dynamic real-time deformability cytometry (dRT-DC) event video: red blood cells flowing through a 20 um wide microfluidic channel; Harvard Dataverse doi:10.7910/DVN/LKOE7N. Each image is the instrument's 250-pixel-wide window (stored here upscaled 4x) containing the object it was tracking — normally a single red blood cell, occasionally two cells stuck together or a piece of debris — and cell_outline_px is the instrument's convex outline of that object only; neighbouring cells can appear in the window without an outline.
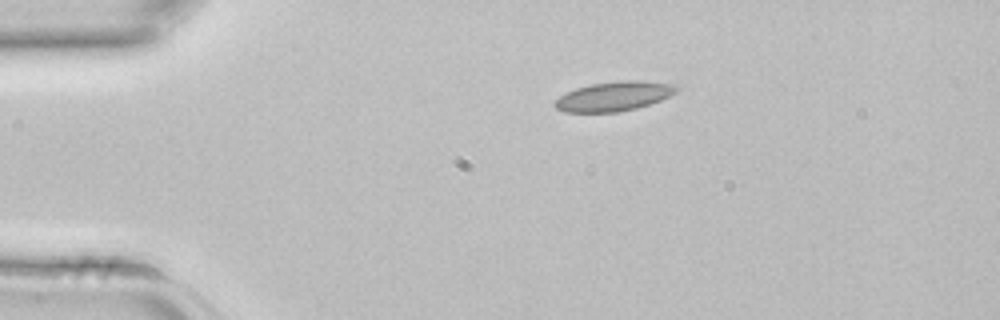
{"species": "common noctule bat (a hibernating species)", "species_latin": "Nyctalus noctula", "temperature_condition": "room temperature", "stored_images_in_passage": 2, "camera_frame_rate_fps": 3000, "um_per_image_px": 0.085, "animal": {"sex": "female", "body_mass_g": 22.7, "forearm_length_mm": 54.2}, "frame": {"image": 1, "passage_image": 1, "time_ms": 0.0, "image_size_px": [1000, 320], "cell_outline_px": [[680, 88], [676, 92], [660, 100], [636, 108], [616, 112], [564, 112], [556, 108], [552, 104], [560, 96], [576, 88], [592, 84], [620, 80], [636, 80], [676, 84]], "centroid_in_image_um": [52.19, 8.18], "position_along_channel_um": 32.8, "area_um2": 20.75}}